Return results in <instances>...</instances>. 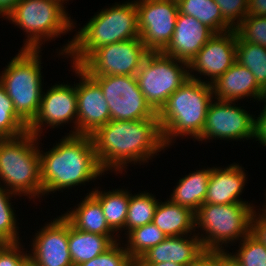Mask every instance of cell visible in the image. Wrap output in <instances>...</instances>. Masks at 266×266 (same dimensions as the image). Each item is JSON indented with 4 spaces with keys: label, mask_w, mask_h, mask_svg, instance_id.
<instances>
[{
    "label": "cell",
    "mask_w": 266,
    "mask_h": 266,
    "mask_svg": "<svg viewBox=\"0 0 266 266\" xmlns=\"http://www.w3.org/2000/svg\"><path fill=\"white\" fill-rule=\"evenodd\" d=\"M91 137L98 163L106 174L114 171L121 175L129 164L145 165L159 152L168 149L163 141L158 117L110 120Z\"/></svg>",
    "instance_id": "obj_1"
},
{
    "label": "cell",
    "mask_w": 266,
    "mask_h": 266,
    "mask_svg": "<svg viewBox=\"0 0 266 266\" xmlns=\"http://www.w3.org/2000/svg\"><path fill=\"white\" fill-rule=\"evenodd\" d=\"M39 148L43 197L83 184L86 186L105 175L91 135L66 134L48 151Z\"/></svg>",
    "instance_id": "obj_2"
},
{
    "label": "cell",
    "mask_w": 266,
    "mask_h": 266,
    "mask_svg": "<svg viewBox=\"0 0 266 266\" xmlns=\"http://www.w3.org/2000/svg\"><path fill=\"white\" fill-rule=\"evenodd\" d=\"M110 6L96 12L76 31L68 43L59 51L57 49L55 53H58V57H70L71 65L79 66L93 51L103 45L140 37L135 0L115 2Z\"/></svg>",
    "instance_id": "obj_3"
},
{
    "label": "cell",
    "mask_w": 266,
    "mask_h": 266,
    "mask_svg": "<svg viewBox=\"0 0 266 266\" xmlns=\"http://www.w3.org/2000/svg\"><path fill=\"white\" fill-rule=\"evenodd\" d=\"M213 99L211 84L190 78L168 97L157 113L166 147L180 137L193 138L194 142L200 139Z\"/></svg>",
    "instance_id": "obj_4"
},
{
    "label": "cell",
    "mask_w": 266,
    "mask_h": 266,
    "mask_svg": "<svg viewBox=\"0 0 266 266\" xmlns=\"http://www.w3.org/2000/svg\"><path fill=\"white\" fill-rule=\"evenodd\" d=\"M41 138L30 132L0 139V185L35 202L42 198L39 145Z\"/></svg>",
    "instance_id": "obj_5"
},
{
    "label": "cell",
    "mask_w": 266,
    "mask_h": 266,
    "mask_svg": "<svg viewBox=\"0 0 266 266\" xmlns=\"http://www.w3.org/2000/svg\"><path fill=\"white\" fill-rule=\"evenodd\" d=\"M66 1L20 0L15 5L4 20L25 32L27 39L20 49L41 50L45 42L73 32L77 23L66 11Z\"/></svg>",
    "instance_id": "obj_6"
},
{
    "label": "cell",
    "mask_w": 266,
    "mask_h": 266,
    "mask_svg": "<svg viewBox=\"0 0 266 266\" xmlns=\"http://www.w3.org/2000/svg\"><path fill=\"white\" fill-rule=\"evenodd\" d=\"M255 208L251 202L202 204L195 213V234L201 239L204 249L227 251L228 247L230 249V246L246 237L251 232Z\"/></svg>",
    "instance_id": "obj_7"
},
{
    "label": "cell",
    "mask_w": 266,
    "mask_h": 266,
    "mask_svg": "<svg viewBox=\"0 0 266 266\" xmlns=\"http://www.w3.org/2000/svg\"><path fill=\"white\" fill-rule=\"evenodd\" d=\"M41 51L20 49L0 72V83L12 100L16 114L27 125L37 115L43 92Z\"/></svg>",
    "instance_id": "obj_8"
},
{
    "label": "cell",
    "mask_w": 266,
    "mask_h": 266,
    "mask_svg": "<svg viewBox=\"0 0 266 266\" xmlns=\"http://www.w3.org/2000/svg\"><path fill=\"white\" fill-rule=\"evenodd\" d=\"M135 77L146 102L158 113L168 97L189 80L188 63L163 52H149Z\"/></svg>",
    "instance_id": "obj_9"
},
{
    "label": "cell",
    "mask_w": 266,
    "mask_h": 266,
    "mask_svg": "<svg viewBox=\"0 0 266 266\" xmlns=\"http://www.w3.org/2000/svg\"><path fill=\"white\" fill-rule=\"evenodd\" d=\"M149 52L140 37L133 38L99 47L79 67L89 76H135Z\"/></svg>",
    "instance_id": "obj_10"
},
{
    "label": "cell",
    "mask_w": 266,
    "mask_h": 266,
    "mask_svg": "<svg viewBox=\"0 0 266 266\" xmlns=\"http://www.w3.org/2000/svg\"><path fill=\"white\" fill-rule=\"evenodd\" d=\"M101 87L110 111V120L127 121L158 117L146 102L135 76H91Z\"/></svg>",
    "instance_id": "obj_11"
},
{
    "label": "cell",
    "mask_w": 266,
    "mask_h": 266,
    "mask_svg": "<svg viewBox=\"0 0 266 266\" xmlns=\"http://www.w3.org/2000/svg\"><path fill=\"white\" fill-rule=\"evenodd\" d=\"M236 103L238 102L213 99L207 111L199 143L216 139L226 141L254 139L255 115Z\"/></svg>",
    "instance_id": "obj_12"
},
{
    "label": "cell",
    "mask_w": 266,
    "mask_h": 266,
    "mask_svg": "<svg viewBox=\"0 0 266 266\" xmlns=\"http://www.w3.org/2000/svg\"><path fill=\"white\" fill-rule=\"evenodd\" d=\"M48 88L47 92L44 90L42 92L39 110L34 120L28 125V132L41 138L44 136L43 130H47L48 127L59 129L68 123H73L72 130L67 134H77L78 105L75 82L72 85L68 82L67 84L55 83Z\"/></svg>",
    "instance_id": "obj_13"
},
{
    "label": "cell",
    "mask_w": 266,
    "mask_h": 266,
    "mask_svg": "<svg viewBox=\"0 0 266 266\" xmlns=\"http://www.w3.org/2000/svg\"><path fill=\"white\" fill-rule=\"evenodd\" d=\"M139 35L150 52H162L170 43L176 26V0H135Z\"/></svg>",
    "instance_id": "obj_14"
},
{
    "label": "cell",
    "mask_w": 266,
    "mask_h": 266,
    "mask_svg": "<svg viewBox=\"0 0 266 266\" xmlns=\"http://www.w3.org/2000/svg\"><path fill=\"white\" fill-rule=\"evenodd\" d=\"M236 44L235 30L215 33L188 63L189 78L208 84L215 82L236 62Z\"/></svg>",
    "instance_id": "obj_15"
},
{
    "label": "cell",
    "mask_w": 266,
    "mask_h": 266,
    "mask_svg": "<svg viewBox=\"0 0 266 266\" xmlns=\"http://www.w3.org/2000/svg\"><path fill=\"white\" fill-rule=\"evenodd\" d=\"M79 78L77 95V134L92 135L110 121L108 103L100 85L79 66H70Z\"/></svg>",
    "instance_id": "obj_16"
},
{
    "label": "cell",
    "mask_w": 266,
    "mask_h": 266,
    "mask_svg": "<svg viewBox=\"0 0 266 266\" xmlns=\"http://www.w3.org/2000/svg\"><path fill=\"white\" fill-rule=\"evenodd\" d=\"M45 222L28 246L30 255L41 266H74L69 252V222L59 215Z\"/></svg>",
    "instance_id": "obj_17"
},
{
    "label": "cell",
    "mask_w": 266,
    "mask_h": 266,
    "mask_svg": "<svg viewBox=\"0 0 266 266\" xmlns=\"http://www.w3.org/2000/svg\"><path fill=\"white\" fill-rule=\"evenodd\" d=\"M214 34L196 18L178 12L172 39L162 52L189 63Z\"/></svg>",
    "instance_id": "obj_18"
},
{
    "label": "cell",
    "mask_w": 266,
    "mask_h": 266,
    "mask_svg": "<svg viewBox=\"0 0 266 266\" xmlns=\"http://www.w3.org/2000/svg\"><path fill=\"white\" fill-rule=\"evenodd\" d=\"M205 251L201 239L196 234L171 236L149 248L137 261L139 263L168 261L182 266H193Z\"/></svg>",
    "instance_id": "obj_19"
},
{
    "label": "cell",
    "mask_w": 266,
    "mask_h": 266,
    "mask_svg": "<svg viewBox=\"0 0 266 266\" xmlns=\"http://www.w3.org/2000/svg\"><path fill=\"white\" fill-rule=\"evenodd\" d=\"M245 171L242 165L235 162L225 168L213 166L204 204L248 203L241 197L245 183H248V173Z\"/></svg>",
    "instance_id": "obj_20"
},
{
    "label": "cell",
    "mask_w": 266,
    "mask_h": 266,
    "mask_svg": "<svg viewBox=\"0 0 266 266\" xmlns=\"http://www.w3.org/2000/svg\"><path fill=\"white\" fill-rule=\"evenodd\" d=\"M211 85L214 99L219 101L240 102L250 97V101L253 99L255 102L260 92L252 72L238 62H235Z\"/></svg>",
    "instance_id": "obj_21"
},
{
    "label": "cell",
    "mask_w": 266,
    "mask_h": 266,
    "mask_svg": "<svg viewBox=\"0 0 266 266\" xmlns=\"http://www.w3.org/2000/svg\"><path fill=\"white\" fill-rule=\"evenodd\" d=\"M61 214L74 228L104 236H118L107 224L100 202L86 193L84 199Z\"/></svg>",
    "instance_id": "obj_22"
},
{
    "label": "cell",
    "mask_w": 266,
    "mask_h": 266,
    "mask_svg": "<svg viewBox=\"0 0 266 266\" xmlns=\"http://www.w3.org/2000/svg\"><path fill=\"white\" fill-rule=\"evenodd\" d=\"M153 224L166 237L195 234V213L183 206L171 202L168 198L159 200L156 206Z\"/></svg>",
    "instance_id": "obj_23"
},
{
    "label": "cell",
    "mask_w": 266,
    "mask_h": 266,
    "mask_svg": "<svg viewBox=\"0 0 266 266\" xmlns=\"http://www.w3.org/2000/svg\"><path fill=\"white\" fill-rule=\"evenodd\" d=\"M195 170L178 180L176 187L169 196L170 198H168L171 202L186 207L194 213L204 204L212 168L206 167Z\"/></svg>",
    "instance_id": "obj_24"
},
{
    "label": "cell",
    "mask_w": 266,
    "mask_h": 266,
    "mask_svg": "<svg viewBox=\"0 0 266 266\" xmlns=\"http://www.w3.org/2000/svg\"><path fill=\"white\" fill-rule=\"evenodd\" d=\"M119 236H104L80 231L69 223V252L74 266L89 261L104 253L115 242L120 241Z\"/></svg>",
    "instance_id": "obj_25"
},
{
    "label": "cell",
    "mask_w": 266,
    "mask_h": 266,
    "mask_svg": "<svg viewBox=\"0 0 266 266\" xmlns=\"http://www.w3.org/2000/svg\"><path fill=\"white\" fill-rule=\"evenodd\" d=\"M129 191L120 187L107 191L94 187L91 191H88L100 202L107 224L119 236L121 241L120 233L123 231L125 233V222L131 196Z\"/></svg>",
    "instance_id": "obj_26"
},
{
    "label": "cell",
    "mask_w": 266,
    "mask_h": 266,
    "mask_svg": "<svg viewBox=\"0 0 266 266\" xmlns=\"http://www.w3.org/2000/svg\"><path fill=\"white\" fill-rule=\"evenodd\" d=\"M178 12L196 18L214 33L234 30L224 19L214 0H176Z\"/></svg>",
    "instance_id": "obj_27"
},
{
    "label": "cell",
    "mask_w": 266,
    "mask_h": 266,
    "mask_svg": "<svg viewBox=\"0 0 266 266\" xmlns=\"http://www.w3.org/2000/svg\"><path fill=\"white\" fill-rule=\"evenodd\" d=\"M156 195L150 192H139L130 196L128 204L127 218L125 222V234L127 235L131 230L151 223L153 221L156 206L159 199Z\"/></svg>",
    "instance_id": "obj_28"
},
{
    "label": "cell",
    "mask_w": 266,
    "mask_h": 266,
    "mask_svg": "<svg viewBox=\"0 0 266 266\" xmlns=\"http://www.w3.org/2000/svg\"><path fill=\"white\" fill-rule=\"evenodd\" d=\"M125 238V242H124ZM166 239V235L152 222L131 230L123 237L124 246L133 260H137L149 248Z\"/></svg>",
    "instance_id": "obj_29"
},
{
    "label": "cell",
    "mask_w": 266,
    "mask_h": 266,
    "mask_svg": "<svg viewBox=\"0 0 266 266\" xmlns=\"http://www.w3.org/2000/svg\"><path fill=\"white\" fill-rule=\"evenodd\" d=\"M236 62L252 72L259 87L266 83V47L243 42L237 36Z\"/></svg>",
    "instance_id": "obj_30"
},
{
    "label": "cell",
    "mask_w": 266,
    "mask_h": 266,
    "mask_svg": "<svg viewBox=\"0 0 266 266\" xmlns=\"http://www.w3.org/2000/svg\"><path fill=\"white\" fill-rule=\"evenodd\" d=\"M17 196L0 185V244L18 243L22 240L19 234L21 227L17 222L19 219H17L16 210L11 201L13 197L16 199Z\"/></svg>",
    "instance_id": "obj_31"
},
{
    "label": "cell",
    "mask_w": 266,
    "mask_h": 266,
    "mask_svg": "<svg viewBox=\"0 0 266 266\" xmlns=\"http://www.w3.org/2000/svg\"><path fill=\"white\" fill-rule=\"evenodd\" d=\"M28 131V125L16 114L13 102L0 83V139L14 138Z\"/></svg>",
    "instance_id": "obj_32"
},
{
    "label": "cell",
    "mask_w": 266,
    "mask_h": 266,
    "mask_svg": "<svg viewBox=\"0 0 266 266\" xmlns=\"http://www.w3.org/2000/svg\"><path fill=\"white\" fill-rule=\"evenodd\" d=\"M238 244V250L231 253L241 266H266V246L251 232Z\"/></svg>",
    "instance_id": "obj_33"
},
{
    "label": "cell",
    "mask_w": 266,
    "mask_h": 266,
    "mask_svg": "<svg viewBox=\"0 0 266 266\" xmlns=\"http://www.w3.org/2000/svg\"><path fill=\"white\" fill-rule=\"evenodd\" d=\"M234 30L243 42L266 47V16L247 15Z\"/></svg>",
    "instance_id": "obj_34"
},
{
    "label": "cell",
    "mask_w": 266,
    "mask_h": 266,
    "mask_svg": "<svg viewBox=\"0 0 266 266\" xmlns=\"http://www.w3.org/2000/svg\"><path fill=\"white\" fill-rule=\"evenodd\" d=\"M121 242H115L104 253L78 266H129L133 259Z\"/></svg>",
    "instance_id": "obj_35"
},
{
    "label": "cell",
    "mask_w": 266,
    "mask_h": 266,
    "mask_svg": "<svg viewBox=\"0 0 266 266\" xmlns=\"http://www.w3.org/2000/svg\"><path fill=\"white\" fill-rule=\"evenodd\" d=\"M223 19L235 29L240 22L248 15L249 0H214Z\"/></svg>",
    "instance_id": "obj_36"
},
{
    "label": "cell",
    "mask_w": 266,
    "mask_h": 266,
    "mask_svg": "<svg viewBox=\"0 0 266 266\" xmlns=\"http://www.w3.org/2000/svg\"><path fill=\"white\" fill-rule=\"evenodd\" d=\"M27 255L28 251L22 242L0 244V266H22Z\"/></svg>",
    "instance_id": "obj_37"
},
{
    "label": "cell",
    "mask_w": 266,
    "mask_h": 266,
    "mask_svg": "<svg viewBox=\"0 0 266 266\" xmlns=\"http://www.w3.org/2000/svg\"><path fill=\"white\" fill-rule=\"evenodd\" d=\"M251 233L266 246V216L256 209L251 218Z\"/></svg>",
    "instance_id": "obj_38"
},
{
    "label": "cell",
    "mask_w": 266,
    "mask_h": 266,
    "mask_svg": "<svg viewBox=\"0 0 266 266\" xmlns=\"http://www.w3.org/2000/svg\"><path fill=\"white\" fill-rule=\"evenodd\" d=\"M263 105L262 111L255 117L254 140L266 147V104Z\"/></svg>",
    "instance_id": "obj_39"
},
{
    "label": "cell",
    "mask_w": 266,
    "mask_h": 266,
    "mask_svg": "<svg viewBox=\"0 0 266 266\" xmlns=\"http://www.w3.org/2000/svg\"><path fill=\"white\" fill-rule=\"evenodd\" d=\"M193 266H220V251H205Z\"/></svg>",
    "instance_id": "obj_40"
},
{
    "label": "cell",
    "mask_w": 266,
    "mask_h": 266,
    "mask_svg": "<svg viewBox=\"0 0 266 266\" xmlns=\"http://www.w3.org/2000/svg\"><path fill=\"white\" fill-rule=\"evenodd\" d=\"M248 15L266 16V0H249Z\"/></svg>",
    "instance_id": "obj_41"
},
{
    "label": "cell",
    "mask_w": 266,
    "mask_h": 266,
    "mask_svg": "<svg viewBox=\"0 0 266 266\" xmlns=\"http://www.w3.org/2000/svg\"><path fill=\"white\" fill-rule=\"evenodd\" d=\"M220 266H241V264L229 250H223L220 251Z\"/></svg>",
    "instance_id": "obj_42"
},
{
    "label": "cell",
    "mask_w": 266,
    "mask_h": 266,
    "mask_svg": "<svg viewBox=\"0 0 266 266\" xmlns=\"http://www.w3.org/2000/svg\"><path fill=\"white\" fill-rule=\"evenodd\" d=\"M20 0H0V18H5Z\"/></svg>",
    "instance_id": "obj_43"
},
{
    "label": "cell",
    "mask_w": 266,
    "mask_h": 266,
    "mask_svg": "<svg viewBox=\"0 0 266 266\" xmlns=\"http://www.w3.org/2000/svg\"><path fill=\"white\" fill-rule=\"evenodd\" d=\"M22 266H41L36 260H34L30 255H27L22 263Z\"/></svg>",
    "instance_id": "obj_44"
},
{
    "label": "cell",
    "mask_w": 266,
    "mask_h": 266,
    "mask_svg": "<svg viewBox=\"0 0 266 266\" xmlns=\"http://www.w3.org/2000/svg\"><path fill=\"white\" fill-rule=\"evenodd\" d=\"M142 266H182L174 262H162V263H140Z\"/></svg>",
    "instance_id": "obj_45"
},
{
    "label": "cell",
    "mask_w": 266,
    "mask_h": 266,
    "mask_svg": "<svg viewBox=\"0 0 266 266\" xmlns=\"http://www.w3.org/2000/svg\"><path fill=\"white\" fill-rule=\"evenodd\" d=\"M258 102H264L266 104V83L260 87L259 96L257 98Z\"/></svg>",
    "instance_id": "obj_46"
},
{
    "label": "cell",
    "mask_w": 266,
    "mask_h": 266,
    "mask_svg": "<svg viewBox=\"0 0 266 266\" xmlns=\"http://www.w3.org/2000/svg\"><path fill=\"white\" fill-rule=\"evenodd\" d=\"M264 195H265V201H264L265 203H263L262 209H260L259 207V209H256V210H260L259 212L263 214L264 216H266V193Z\"/></svg>",
    "instance_id": "obj_47"
},
{
    "label": "cell",
    "mask_w": 266,
    "mask_h": 266,
    "mask_svg": "<svg viewBox=\"0 0 266 266\" xmlns=\"http://www.w3.org/2000/svg\"><path fill=\"white\" fill-rule=\"evenodd\" d=\"M129 266H142L137 260H133Z\"/></svg>",
    "instance_id": "obj_48"
}]
</instances>
